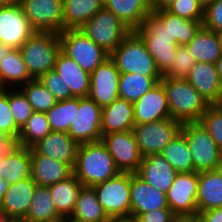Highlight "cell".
<instances>
[{
	"instance_id": "1",
	"label": "cell",
	"mask_w": 222,
	"mask_h": 222,
	"mask_svg": "<svg viewBox=\"0 0 222 222\" xmlns=\"http://www.w3.org/2000/svg\"><path fill=\"white\" fill-rule=\"evenodd\" d=\"M113 157L102 141L81 143L78 147L73 175L86 187H93L116 176Z\"/></svg>"
},
{
	"instance_id": "2",
	"label": "cell",
	"mask_w": 222,
	"mask_h": 222,
	"mask_svg": "<svg viewBox=\"0 0 222 222\" xmlns=\"http://www.w3.org/2000/svg\"><path fill=\"white\" fill-rule=\"evenodd\" d=\"M172 119L181 123L198 122L209 104L186 79L164 77L160 80Z\"/></svg>"
},
{
	"instance_id": "3",
	"label": "cell",
	"mask_w": 222,
	"mask_h": 222,
	"mask_svg": "<svg viewBox=\"0 0 222 222\" xmlns=\"http://www.w3.org/2000/svg\"><path fill=\"white\" fill-rule=\"evenodd\" d=\"M19 50L29 75L38 79L54 70L56 58L61 51L59 33L36 31Z\"/></svg>"
},
{
	"instance_id": "4",
	"label": "cell",
	"mask_w": 222,
	"mask_h": 222,
	"mask_svg": "<svg viewBox=\"0 0 222 222\" xmlns=\"http://www.w3.org/2000/svg\"><path fill=\"white\" fill-rule=\"evenodd\" d=\"M135 32L144 41L160 74L164 75L172 66L179 46L168 33V24H163L151 13L144 17L140 27Z\"/></svg>"
},
{
	"instance_id": "5",
	"label": "cell",
	"mask_w": 222,
	"mask_h": 222,
	"mask_svg": "<svg viewBox=\"0 0 222 222\" xmlns=\"http://www.w3.org/2000/svg\"><path fill=\"white\" fill-rule=\"evenodd\" d=\"M120 74L132 73L142 76H162L155 61L148 53L141 37L131 31L110 54Z\"/></svg>"
},
{
	"instance_id": "6",
	"label": "cell",
	"mask_w": 222,
	"mask_h": 222,
	"mask_svg": "<svg viewBox=\"0 0 222 222\" xmlns=\"http://www.w3.org/2000/svg\"><path fill=\"white\" fill-rule=\"evenodd\" d=\"M181 132L185 135L191 153L195 172L217 170L222 161V150L199 122L182 123Z\"/></svg>"
},
{
	"instance_id": "7",
	"label": "cell",
	"mask_w": 222,
	"mask_h": 222,
	"mask_svg": "<svg viewBox=\"0 0 222 222\" xmlns=\"http://www.w3.org/2000/svg\"><path fill=\"white\" fill-rule=\"evenodd\" d=\"M59 38L61 50L89 74L110 57L80 29H65L59 33Z\"/></svg>"
},
{
	"instance_id": "8",
	"label": "cell",
	"mask_w": 222,
	"mask_h": 222,
	"mask_svg": "<svg viewBox=\"0 0 222 222\" xmlns=\"http://www.w3.org/2000/svg\"><path fill=\"white\" fill-rule=\"evenodd\" d=\"M80 31L109 54L131 32L111 11L104 7L88 20Z\"/></svg>"
},
{
	"instance_id": "9",
	"label": "cell",
	"mask_w": 222,
	"mask_h": 222,
	"mask_svg": "<svg viewBox=\"0 0 222 222\" xmlns=\"http://www.w3.org/2000/svg\"><path fill=\"white\" fill-rule=\"evenodd\" d=\"M98 201L109 218L128 217L131 212L130 173L116 176L93 186Z\"/></svg>"
},
{
	"instance_id": "10",
	"label": "cell",
	"mask_w": 222,
	"mask_h": 222,
	"mask_svg": "<svg viewBox=\"0 0 222 222\" xmlns=\"http://www.w3.org/2000/svg\"><path fill=\"white\" fill-rule=\"evenodd\" d=\"M181 126V122L172 118L135 125L133 132L141 156L160 154L165 146L181 131Z\"/></svg>"
},
{
	"instance_id": "11",
	"label": "cell",
	"mask_w": 222,
	"mask_h": 222,
	"mask_svg": "<svg viewBox=\"0 0 222 222\" xmlns=\"http://www.w3.org/2000/svg\"><path fill=\"white\" fill-rule=\"evenodd\" d=\"M18 3L35 31L64 30L63 0H19Z\"/></svg>"
},
{
	"instance_id": "12",
	"label": "cell",
	"mask_w": 222,
	"mask_h": 222,
	"mask_svg": "<svg viewBox=\"0 0 222 222\" xmlns=\"http://www.w3.org/2000/svg\"><path fill=\"white\" fill-rule=\"evenodd\" d=\"M198 172H180L166 193L168 207L180 219L197 214Z\"/></svg>"
},
{
	"instance_id": "13",
	"label": "cell",
	"mask_w": 222,
	"mask_h": 222,
	"mask_svg": "<svg viewBox=\"0 0 222 222\" xmlns=\"http://www.w3.org/2000/svg\"><path fill=\"white\" fill-rule=\"evenodd\" d=\"M101 141L113 157L120 172L136 173L138 171L142 156L133 130L103 135Z\"/></svg>"
},
{
	"instance_id": "14",
	"label": "cell",
	"mask_w": 222,
	"mask_h": 222,
	"mask_svg": "<svg viewBox=\"0 0 222 222\" xmlns=\"http://www.w3.org/2000/svg\"><path fill=\"white\" fill-rule=\"evenodd\" d=\"M102 108L89 97H78V112L68 134L79 144L101 141Z\"/></svg>"
},
{
	"instance_id": "15",
	"label": "cell",
	"mask_w": 222,
	"mask_h": 222,
	"mask_svg": "<svg viewBox=\"0 0 222 222\" xmlns=\"http://www.w3.org/2000/svg\"><path fill=\"white\" fill-rule=\"evenodd\" d=\"M35 32L18 2L0 6V43L17 49Z\"/></svg>"
},
{
	"instance_id": "16",
	"label": "cell",
	"mask_w": 222,
	"mask_h": 222,
	"mask_svg": "<svg viewBox=\"0 0 222 222\" xmlns=\"http://www.w3.org/2000/svg\"><path fill=\"white\" fill-rule=\"evenodd\" d=\"M119 77L114 61L109 57L91 73L88 97L101 108L119 98Z\"/></svg>"
},
{
	"instance_id": "17",
	"label": "cell",
	"mask_w": 222,
	"mask_h": 222,
	"mask_svg": "<svg viewBox=\"0 0 222 222\" xmlns=\"http://www.w3.org/2000/svg\"><path fill=\"white\" fill-rule=\"evenodd\" d=\"M134 125L171 118L167 95L159 81L151 90L133 103Z\"/></svg>"
},
{
	"instance_id": "18",
	"label": "cell",
	"mask_w": 222,
	"mask_h": 222,
	"mask_svg": "<svg viewBox=\"0 0 222 222\" xmlns=\"http://www.w3.org/2000/svg\"><path fill=\"white\" fill-rule=\"evenodd\" d=\"M130 216L138 215L168 208L166 193L152 187L136 173H130Z\"/></svg>"
},
{
	"instance_id": "19",
	"label": "cell",
	"mask_w": 222,
	"mask_h": 222,
	"mask_svg": "<svg viewBox=\"0 0 222 222\" xmlns=\"http://www.w3.org/2000/svg\"><path fill=\"white\" fill-rule=\"evenodd\" d=\"M79 143L66 132L51 131L32 148L41 155L48 156L74 168Z\"/></svg>"
},
{
	"instance_id": "20",
	"label": "cell",
	"mask_w": 222,
	"mask_h": 222,
	"mask_svg": "<svg viewBox=\"0 0 222 222\" xmlns=\"http://www.w3.org/2000/svg\"><path fill=\"white\" fill-rule=\"evenodd\" d=\"M186 80L209 105L221 103L222 86L215 64L195 62Z\"/></svg>"
},
{
	"instance_id": "21",
	"label": "cell",
	"mask_w": 222,
	"mask_h": 222,
	"mask_svg": "<svg viewBox=\"0 0 222 222\" xmlns=\"http://www.w3.org/2000/svg\"><path fill=\"white\" fill-rule=\"evenodd\" d=\"M136 174L152 187L167 193L178 172L161 154L142 157Z\"/></svg>"
},
{
	"instance_id": "22",
	"label": "cell",
	"mask_w": 222,
	"mask_h": 222,
	"mask_svg": "<svg viewBox=\"0 0 222 222\" xmlns=\"http://www.w3.org/2000/svg\"><path fill=\"white\" fill-rule=\"evenodd\" d=\"M31 178L37 185L51 186L73 175V168L48 156L38 154L30 147Z\"/></svg>"
},
{
	"instance_id": "23",
	"label": "cell",
	"mask_w": 222,
	"mask_h": 222,
	"mask_svg": "<svg viewBox=\"0 0 222 222\" xmlns=\"http://www.w3.org/2000/svg\"><path fill=\"white\" fill-rule=\"evenodd\" d=\"M37 184L31 177L9 184V188L0 201V208L7 218H24L31 205Z\"/></svg>"
},
{
	"instance_id": "24",
	"label": "cell",
	"mask_w": 222,
	"mask_h": 222,
	"mask_svg": "<svg viewBox=\"0 0 222 222\" xmlns=\"http://www.w3.org/2000/svg\"><path fill=\"white\" fill-rule=\"evenodd\" d=\"M54 70L60 79L70 89L73 97H88L90 91L91 74L83 70L72 58L62 50L59 52Z\"/></svg>"
},
{
	"instance_id": "25",
	"label": "cell",
	"mask_w": 222,
	"mask_h": 222,
	"mask_svg": "<svg viewBox=\"0 0 222 222\" xmlns=\"http://www.w3.org/2000/svg\"><path fill=\"white\" fill-rule=\"evenodd\" d=\"M133 103L116 99L102 108L101 135L133 130L134 127Z\"/></svg>"
},
{
	"instance_id": "26",
	"label": "cell",
	"mask_w": 222,
	"mask_h": 222,
	"mask_svg": "<svg viewBox=\"0 0 222 222\" xmlns=\"http://www.w3.org/2000/svg\"><path fill=\"white\" fill-rule=\"evenodd\" d=\"M111 11L130 31H136L145 16L152 13L151 0H104Z\"/></svg>"
},
{
	"instance_id": "27",
	"label": "cell",
	"mask_w": 222,
	"mask_h": 222,
	"mask_svg": "<svg viewBox=\"0 0 222 222\" xmlns=\"http://www.w3.org/2000/svg\"><path fill=\"white\" fill-rule=\"evenodd\" d=\"M197 210L200 214L222 207V175L218 170L198 173Z\"/></svg>"
},
{
	"instance_id": "28",
	"label": "cell",
	"mask_w": 222,
	"mask_h": 222,
	"mask_svg": "<svg viewBox=\"0 0 222 222\" xmlns=\"http://www.w3.org/2000/svg\"><path fill=\"white\" fill-rule=\"evenodd\" d=\"M31 177L30 148L14 144L3 156L2 178L9 184Z\"/></svg>"
},
{
	"instance_id": "29",
	"label": "cell",
	"mask_w": 222,
	"mask_h": 222,
	"mask_svg": "<svg viewBox=\"0 0 222 222\" xmlns=\"http://www.w3.org/2000/svg\"><path fill=\"white\" fill-rule=\"evenodd\" d=\"M32 79L27 71L19 48H12L0 60V83L3 89L20 88Z\"/></svg>"
},
{
	"instance_id": "30",
	"label": "cell",
	"mask_w": 222,
	"mask_h": 222,
	"mask_svg": "<svg viewBox=\"0 0 222 222\" xmlns=\"http://www.w3.org/2000/svg\"><path fill=\"white\" fill-rule=\"evenodd\" d=\"M187 47L196 62L215 64L222 56L218 34L203 26Z\"/></svg>"
},
{
	"instance_id": "31",
	"label": "cell",
	"mask_w": 222,
	"mask_h": 222,
	"mask_svg": "<svg viewBox=\"0 0 222 222\" xmlns=\"http://www.w3.org/2000/svg\"><path fill=\"white\" fill-rule=\"evenodd\" d=\"M58 214L64 219L71 217L83 184L74 176L48 186Z\"/></svg>"
},
{
	"instance_id": "32",
	"label": "cell",
	"mask_w": 222,
	"mask_h": 222,
	"mask_svg": "<svg viewBox=\"0 0 222 222\" xmlns=\"http://www.w3.org/2000/svg\"><path fill=\"white\" fill-rule=\"evenodd\" d=\"M104 7V0H63L65 29H80Z\"/></svg>"
},
{
	"instance_id": "33",
	"label": "cell",
	"mask_w": 222,
	"mask_h": 222,
	"mask_svg": "<svg viewBox=\"0 0 222 222\" xmlns=\"http://www.w3.org/2000/svg\"><path fill=\"white\" fill-rule=\"evenodd\" d=\"M152 13L163 24H168V33L178 45L187 46L203 26V21L184 19L167 10L152 11Z\"/></svg>"
},
{
	"instance_id": "34",
	"label": "cell",
	"mask_w": 222,
	"mask_h": 222,
	"mask_svg": "<svg viewBox=\"0 0 222 222\" xmlns=\"http://www.w3.org/2000/svg\"><path fill=\"white\" fill-rule=\"evenodd\" d=\"M24 219L28 222H58L63 220L53 203L49 187L36 186L31 205Z\"/></svg>"
},
{
	"instance_id": "35",
	"label": "cell",
	"mask_w": 222,
	"mask_h": 222,
	"mask_svg": "<svg viewBox=\"0 0 222 222\" xmlns=\"http://www.w3.org/2000/svg\"><path fill=\"white\" fill-rule=\"evenodd\" d=\"M70 218L83 222H109L93 187L83 186L79 192L75 209Z\"/></svg>"
},
{
	"instance_id": "36",
	"label": "cell",
	"mask_w": 222,
	"mask_h": 222,
	"mask_svg": "<svg viewBox=\"0 0 222 222\" xmlns=\"http://www.w3.org/2000/svg\"><path fill=\"white\" fill-rule=\"evenodd\" d=\"M162 76H142L125 73L119 77V98L134 103L151 90Z\"/></svg>"
},
{
	"instance_id": "37",
	"label": "cell",
	"mask_w": 222,
	"mask_h": 222,
	"mask_svg": "<svg viewBox=\"0 0 222 222\" xmlns=\"http://www.w3.org/2000/svg\"><path fill=\"white\" fill-rule=\"evenodd\" d=\"M178 172H193V162L185 135L180 131L160 153Z\"/></svg>"
},
{
	"instance_id": "38",
	"label": "cell",
	"mask_w": 222,
	"mask_h": 222,
	"mask_svg": "<svg viewBox=\"0 0 222 222\" xmlns=\"http://www.w3.org/2000/svg\"><path fill=\"white\" fill-rule=\"evenodd\" d=\"M78 112V97L57 101V103L46 112L51 131L68 133L71 122L76 118Z\"/></svg>"
},
{
	"instance_id": "39",
	"label": "cell",
	"mask_w": 222,
	"mask_h": 222,
	"mask_svg": "<svg viewBox=\"0 0 222 222\" xmlns=\"http://www.w3.org/2000/svg\"><path fill=\"white\" fill-rule=\"evenodd\" d=\"M50 132L51 128L46 113L34 111L21 128L15 144L30 148Z\"/></svg>"
},
{
	"instance_id": "40",
	"label": "cell",
	"mask_w": 222,
	"mask_h": 222,
	"mask_svg": "<svg viewBox=\"0 0 222 222\" xmlns=\"http://www.w3.org/2000/svg\"><path fill=\"white\" fill-rule=\"evenodd\" d=\"M22 92L31 104L33 111L46 113L56 103L53 94L40 82L39 79H32L20 87Z\"/></svg>"
},
{
	"instance_id": "41",
	"label": "cell",
	"mask_w": 222,
	"mask_h": 222,
	"mask_svg": "<svg viewBox=\"0 0 222 222\" xmlns=\"http://www.w3.org/2000/svg\"><path fill=\"white\" fill-rule=\"evenodd\" d=\"M9 107L16 126L21 130L34 111L20 88H9Z\"/></svg>"
},
{
	"instance_id": "42",
	"label": "cell",
	"mask_w": 222,
	"mask_h": 222,
	"mask_svg": "<svg viewBox=\"0 0 222 222\" xmlns=\"http://www.w3.org/2000/svg\"><path fill=\"white\" fill-rule=\"evenodd\" d=\"M222 150V106L209 105L198 121Z\"/></svg>"
},
{
	"instance_id": "43",
	"label": "cell",
	"mask_w": 222,
	"mask_h": 222,
	"mask_svg": "<svg viewBox=\"0 0 222 222\" xmlns=\"http://www.w3.org/2000/svg\"><path fill=\"white\" fill-rule=\"evenodd\" d=\"M195 59L187 46L179 45L170 69L163 75L173 79H186L190 69L195 65Z\"/></svg>"
},
{
	"instance_id": "44",
	"label": "cell",
	"mask_w": 222,
	"mask_h": 222,
	"mask_svg": "<svg viewBox=\"0 0 222 222\" xmlns=\"http://www.w3.org/2000/svg\"><path fill=\"white\" fill-rule=\"evenodd\" d=\"M0 130L8 134L15 142L20 129L16 126L9 107V88L0 90Z\"/></svg>"
},
{
	"instance_id": "45",
	"label": "cell",
	"mask_w": 222,
	"mask_h": 222,
	"mask_svg": "<svg viewBox=\"0 0 222 222\" xmlns=\"http://www.w3.org/2000/svg\"><path fill=\"white\" fill-rule=\"evenodd\" d=\"M166 10L173 15L189 20L203 21L204 17V8L197 0H175Z\"/></svg>"
},
{
	"instance_id": "46",
	"label": "cell",
	"mask_w": 222,
	"mask_h": 222,
	"mask_svg": "<svg viewBox=\"0 0 222 222\" xmlns=\"http://www.w3.org/2000/svg\"><path fill=\"white\" fill-rule=\"evenodd\" d=\"M38 79L54 95L57 101L73 98L70 89L66 88L65 83L55 70L41 75Z\"/></svg>"
},
{
	"instance_id": "47",
	"label": "cell",
	"mask_w": 222,
	"mask_h": 222,
	"mask_svg": "<svg viewBox=\"0 0 222 222\" xmlns=\"http://www.w3.org/2000/svg\"><path fill=\"white\" fill-rule=\"evenodd\" d=\"M202 24L216 33L222 30V0H214L204 8Z\"/></svg>"
},
{
	"instance_id": "48",
	"label": "cell",
	"mask_w": 222,
	"mask_h": 222,
	"mask_svg": "<svg viewBox=\"0 0 222 222\" xmlns=\"http://www.w3.org/2000/svg\"><path fill=\"white\" fill-rule=\"evenodd\" d=\"M138 222H179L180 219L168 208L152 210L150 212L138 215Z\"/></svg>"
},
{
	"instance_id": "49",
	"label": "cell",
	"mask_w": 222,
	"mask_h": 222,
	"mask_svg": "<svg viewBox=\"0 0 222 222\" xmlns=\"http://www.w3.org/2000/svg\"><path fill=\"white\" fill-rule=\"evenodd\" d=\"M207 222H222V207L212 208L200 213Z\"/></svg>"
},
{
	"instance_id": "50",
	"label": "cell",
	"mask_w": 222,
	"mask_h": 222,
	"mask_svg": "<svg viewBox=\"0 0 222 222\" xmlns=\"http://www.w3.org/2000/svg\"><path fill=\"white\" fill-rule=\"evenodd\" d=\"M175 0H151L152 11L166 10Z\"/></svg>"
},
{
	"instance_id": "51",
	"label": "cell",
	"mask_w": 222,
	"mask_h": 222,
	"mask_svg": "<svg viewBox=\"0 0 222 222\" xmlns=\"http://www.w3.org/2000/svg\"><path fill=\"white\" fill-rule=\"evenodd\" d=\"M15 141L4 131L0 130V148L1 147H12Z\"/></svg>"
},
{
	"instance_id": "52",
	"label": "cell",
	"mask_w": 222,
	"mask_h": 222,
	"mask_svg": "<svg viewBox=\"0 0 222 222\" xmlns=\"http://www.w3.org/2000/svg\"><path fill=\"white\" fill-rule=\"evenodd\" d=\"M8 188H9V183L7 182V180L0 177V201L3 199Z\"/></svg>"
},
{
	"instance_id": "53",
	"label": "cell",
	"mask_w": 222,
	"mask_h": 222,
	"mask_svg": "<svg viewBox=\"0 0 222 222\" xmlns=\"http://www.w3.org/2000/svg\"><path fill=\"white\" fill-rule=\"evenodd\" d=\"M185 221H186V222H207V221L205 220V218H204L201 214H199V213L193 214V215H191V216H188V217L185 219Z\"/></svg>"
},
{
	"instance_id": "54",
	"label": "cell",
	"mask_w": 222,
	"mask_h": 222,
	"mask_svg": "<svg viewBox=\"0 0 222 222\" xmlns=\"http://www.w3.org/2000/svg\"><path fill=\"white\" fill-rule=\"evenodd\" d=\"M109 222H138L135 217L128 216V217H114L110 218Z\"/></svg>"
},
{
	"instance_id": "55",
	"label": "cell",
	"mask_w": 222,
	"mask_h": 222,
	"mask_svg": "<svg viewBox=\"0 0 222 222\" xmlns=\"http://www.w3.org/2000/svg\"><path fill=\"white\" fill-rule=\"evenodd\" d=\"M11 49L12 47L0 43V60H2V58L5 57Z\"/></svg>"
},
{
	"instance_id": "56",
	"label": "cell",
	"mask_w": 222,
	"mask_h": 222,
	"mask_svg": "<svg viewBox=\"0 0 222 222\" xmlns=\"http://www.w3.org/2000/svg\"><path fill=\"white\" fill-rule=\"evenodd\" d=\"M215 65H216V70H217V73H218L219 81H220L221 86H222V56H221V58L215 63Z\"/></svg>"
},
{
	"instance_id": "57",
	"label": "cell",
	"mask_w": 222,
	"mask_h": 222,
	"mask_svg": "<svg viewBox=\"0 0 222 222\" xmlns=\"http://www.w3.org/2000/svg\"><path fill=\"white\" fill-rule=\"evenodd\" d=\"M11 147H1L0 148V177H2V159L5 153L10 149Z\"/></svg>"
},
{
	"instance_id": "58",
	"label": "cell",
	"mask_w": 222,
	"mask_h": 222,
	"mask_svg": "<svg viewBox=\"0 0 222 222\" xmlns=\"http://www.w3.org/2000/svg\"><path fill=\"white\" fill-rule=\"evenodd\" d=\"M4 222H28L24 218H6Z\"/></svg>"
},
{
	"instance_id": "59",
	"label": "cell",
	"mask_w": 222,
	"mask_h": 222,
	"mask_svg": "<svg viewBox=\"0 0 222 222\" xmlns=\"http://www.w3.org/2000/svg\"><path fill=\"white\" fill-rule=\"evenodd\" d=\"M15 2H18L17 0H0V6H8Z\"/></svg>"
},
{
	"instance_id": "60",
	"label": "cell",
	"mask_w": 222,
	"mask_h": 222,
	"mask_svg": "<svg viewBox=\"0 0 222 222\" xmlns=\"http://www.w3.org/2000/svg\"><path fill=\"white\" fill-rule=\"evenodd\" d=\"M199 2V4L205 8L207 5H209L210 3H212L214 0H197Z\"/></svg>"
},
{
	"instance_id": "61",
	"label": "cell",
	"mask_w": 222,
	"mask_h": 222,
	"mask_svg": "<svg viewBox=\"0 0 222 222\" xmlns=\"http://www.w3.org/2000/svg\"><path fill=\"white\" fill-rule=\"evenodd\" d=\"M6 215L4 214L3 210L0 208V222H4L6 220Z\"/></svg>"
},
{
	"instance_id": "62",
	"label": "cell",
	"mask_w": 222,
	"mask_h": 222,
	"mask_svg": "<svg viewBox=\"0 0 222 222\" xmlns=\"http://www.w3.org/2000/svg\"><path fill=\"white\" fill-rule=\"evenodd\" d=\"M64 220H65L66 222H83V221L75 220V219L70 218V217L64 218Z\"/></svg>"
},
{
	"instance_id": "63",
	"label": "cell",
	"mask_w": 222,
	"mask_h": 222,
	"mask_svg": "<svg viewBox=\"0 0 222 222\" xmlns=\"http://www.w3.org/2000/svg\"><path fill=\"white\" fill-rule=\"evenodd\" d=\"M217 34H218V37H219V40H220V45L222 47V30L217 32Z\"/></svg>"
},
{
	"instance_id": "64",
	"label": "cell",
	"mask_w": 222,
	"mask_h": 222,
	"mask_svg": "<svg viewBox=\"0 0 222 222\" xmlns=\"http://www.w3.org/2000/svg\"><path fill=\"white\" fill-rule=\"evenodd\" d=\"M217 170L220 172V174L222 175V161L220 162Z\"/></svg>"
}]
</instances>
